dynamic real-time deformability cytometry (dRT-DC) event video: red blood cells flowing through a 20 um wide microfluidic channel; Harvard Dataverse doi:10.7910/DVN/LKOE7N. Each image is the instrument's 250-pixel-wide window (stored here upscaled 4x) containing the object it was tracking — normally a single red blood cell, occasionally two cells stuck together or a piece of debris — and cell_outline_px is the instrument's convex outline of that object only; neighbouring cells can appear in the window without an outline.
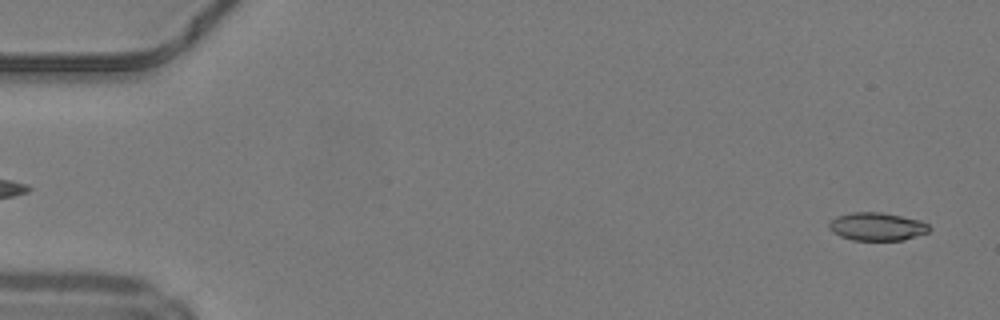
{"species": "common noctule bat (a hibernating species)", "species_latin": "Nyctalus noctula", "temperature_condition": "warm", "stored_images_in_passage": 49, "camera_frame_rate_fps": 3000, "um_per_image_px": 0.085, "animal": {"sex": "male", "body_mass_g": 19.2, "forearm_length_mm": 51.8}, "frame": {"image": 1, "passage_image": 2, "time_ms": 0.333, "image_size_px": [1000, 320], "cell_outline_px": [[932, 228], [928, 232], [904, 240], [852, 240], [840, 236], [828, 228], [828, 224], [836, 216], [852, 212], [880, 212], [920, 220], [928, 224]], "centroid_in_image_um": [74.55, 19.26], "position_along_channel_um": 10.5, "area_um2": 16.36}}
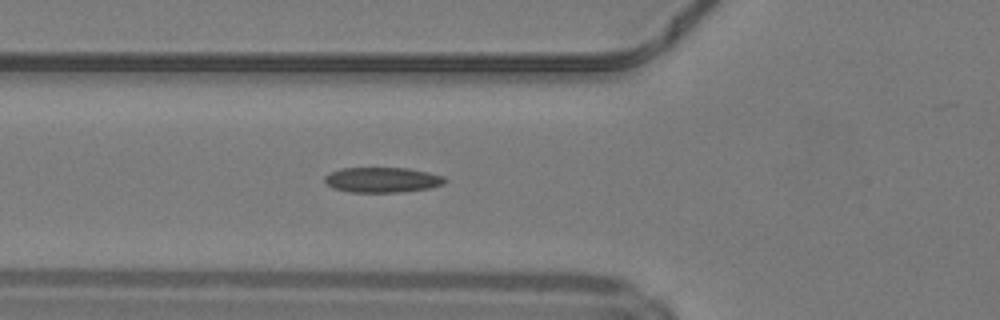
{"frame": {"image": 2, "passage_image": 18, "time_ms": 5.667, "image_size_px": [1000, 320], "cell_outline_px": [[448, 180], [444, 184], [428, 188], [400, 192], [348, 192], [332, 188], [324, 180], [324, 176], [340, 168], [408, 168], [428, 172], [444, 176]], "centroid_in_image_um": [32.5, 15.29], "position_along_channel_um": 93.3, "area_um2": 17.69}}
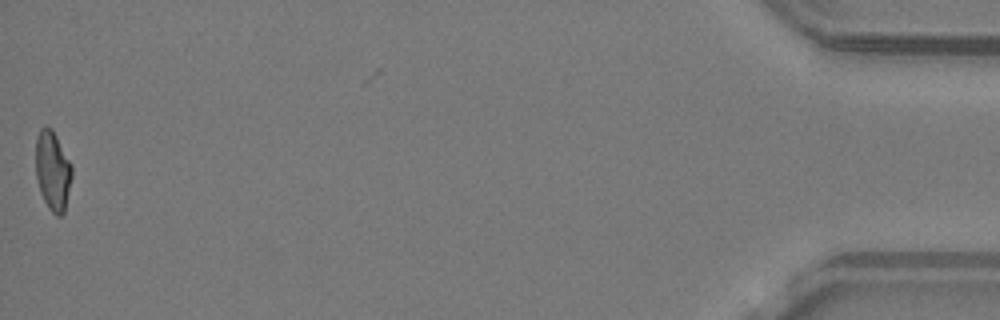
{"frame": {"image": 3, "passage_image": 49, "time_ms": 16.0, "image_size_px": [1000, 320], "cell_outline_px": [[72, 176], [64, 212], [60, 216], [56, 216], [48, 208], [40, 192], [36, 176], [36, 136], [40, 128], [52, 128], [72, 164]], "centroid_in_image_um": [4.48, 14.51], "position_along_channel_um": 430.7, "area_um2": 16.76}, "authors_computed_cell_mechanics": {"area_um2": 16.9932, "velocity_mm_per_s": 4.2316, "shape_relaxation_time_tau1_ms": 9.5097, "shape_relaxation_time_tau2_ms": 1.7911, "deformation_change_tau1": 0.2319, "deformation_change_tau2": 0.0777}}